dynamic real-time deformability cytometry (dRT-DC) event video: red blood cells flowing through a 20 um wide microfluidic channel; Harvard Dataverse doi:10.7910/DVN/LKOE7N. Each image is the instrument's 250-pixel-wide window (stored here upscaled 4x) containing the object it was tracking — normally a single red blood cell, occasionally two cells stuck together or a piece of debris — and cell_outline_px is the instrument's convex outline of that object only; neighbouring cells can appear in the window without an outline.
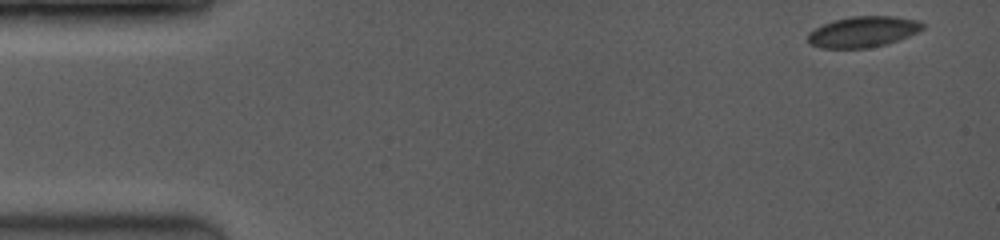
{"species": "common noctule bat (a hibernating species)", "species_latin": "Nyctalus noctula", "temperature_condition": "room temperature", "stored_images_in_passage": 45, "camera_frame_rate_fps": 3500, "um_per_image_px": 0.085, "animal": {"sex": "female", "body_mass_g": 19.0, "forearm_length_mm": 53.3}, "frame": {"image": 1, "passage_image": 1, "time_ms": 0.0, "image_size_px": [1000, 240], "cell_outline_px": [[924, 28], [920, 32], [888, 44], [868, 48], [820, 48], [808, 44], [808, 32], [824, 24], [836, 20], [852, 16], [896, 16], [920, 20], [924, 24]], "centroid_in_image_um": [73.41, 2.71], "position_along_channel_um": 11.6, "area_um2": 20.87}}
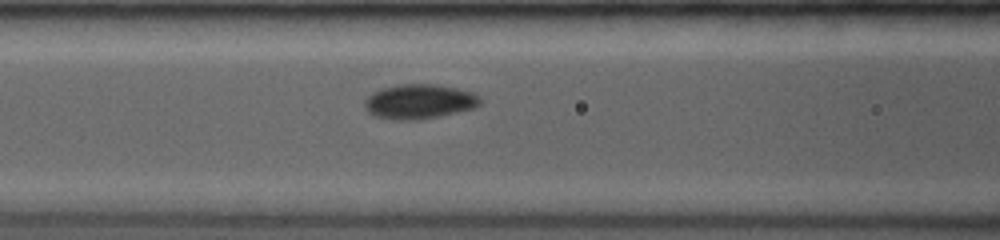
{"frame": {"image": 2, "passage_image": 18, "time_ms": 6.0, "image_size_px": [1000, 240], "cell_outline_px": [[480, 104], [476, 108], [440, 116], [420, 120], [396, 120], [376, 116], [368, 112], [364, 108], [364, 100], [372, 92], [380, 88], [400, 84], [436, 84], [456, 88], [472, 92], [480, 96]], "centroid_in_image_um": [35.63, 8.63], "position_along_channel_um": 131.0, "area_um2": 23.58}}
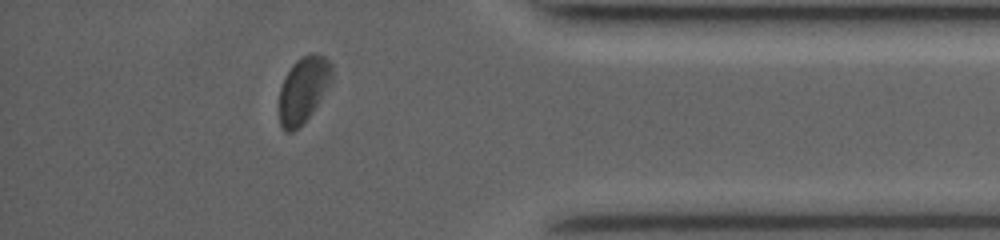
{"frame": {"image": 3, "passage_image": 40, "time_ms": 13.143, "image_size_px": [1000, 240], "cell_outline_px": [[332, 76], [328, 84], [312, 112], [300, 128], [292, 132], [284, 132], [280, 124], [280, 88], [292, 64], [296, 60], [308, 52], [316, 52], [324, 56], [332, 64]], "centroid_in_image_um": [25.77, 7.61], "position_along_channel_um": 409.4, "area_um2": 20.06}, "authors_computed_cell_mechanics": {"area_um2": 21.7906, "velocity_mm_per_s": 4.095, "shape_relaxation_time_tau1_ms": 3.5826, "shape_relaxation_time_tau2_ms": null, "deformation_change_tau1": 0.0846, "deformation_change_tau2": null}}